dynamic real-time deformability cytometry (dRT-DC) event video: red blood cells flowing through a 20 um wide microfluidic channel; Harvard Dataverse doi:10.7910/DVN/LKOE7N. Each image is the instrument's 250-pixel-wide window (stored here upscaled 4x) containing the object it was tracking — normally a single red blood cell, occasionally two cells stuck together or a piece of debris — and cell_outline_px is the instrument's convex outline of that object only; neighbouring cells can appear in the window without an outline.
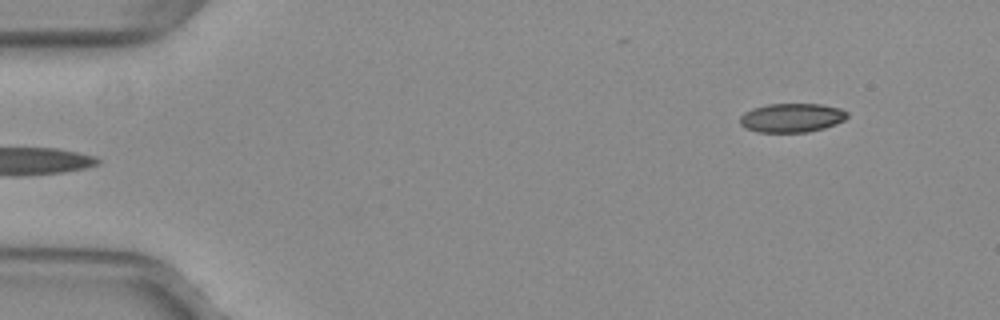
{"species": "common noctule bat (a hibernating species)", "species_latin": "Nyctalus noctula", "temperature_condition": "warm", "stored_images_in_passage": 41, "camera_frame_rate_fps": 3000, "um_per_image_px": 0.085, "animal": {"sex": "female", "body_mass_g": 29.2, "forearm_length_mm": 56.3}, "frame": {"image": 1, "passage_image": 1, "time_ms": 0.0, "image_size_px": [1000, 320], "cell_outline_px": [[848, 116], [844, 120], [836, 124], [824, 128], [808, 132], [756, 132], [744, 128], [740, 124], [740, 116], [744, 112], [752, 108], [768, 104], [820, 104], [840, 108], [848, 112]], "centroid_in_image_um": [67.28, 10.01], "position_along_channel_um": 17.7, "area_um2": 18.26}}
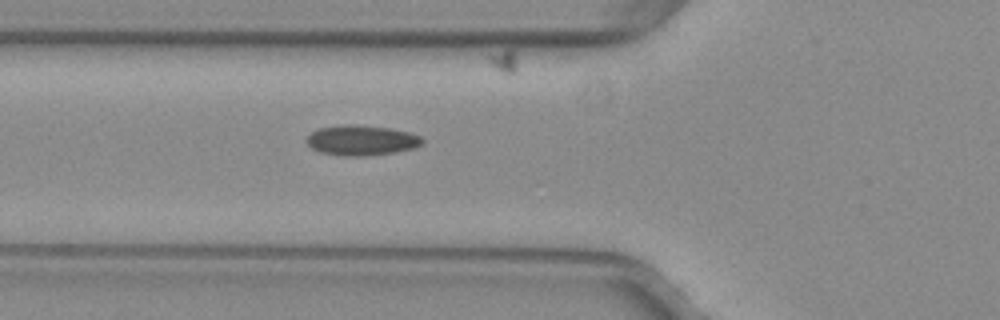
{"frame": {"image": 2, "passage_image": 15, "time_ms": 4.667, "image_size_px": [1000, 320], "cell_outline_px": [[424, 144], [416, 148], [368, 156], [340, 156], [320, 152], [312, 148], [304, 140], [312, 132], [320, 128], [344, 124], [352, 124], [392, 128], [408, 132], [420, 136], [424, 140]], "centroid_in_image_um": [30.74, 11.93], "position_along_channel_um": 95.1, "area_um2": 20.52}}
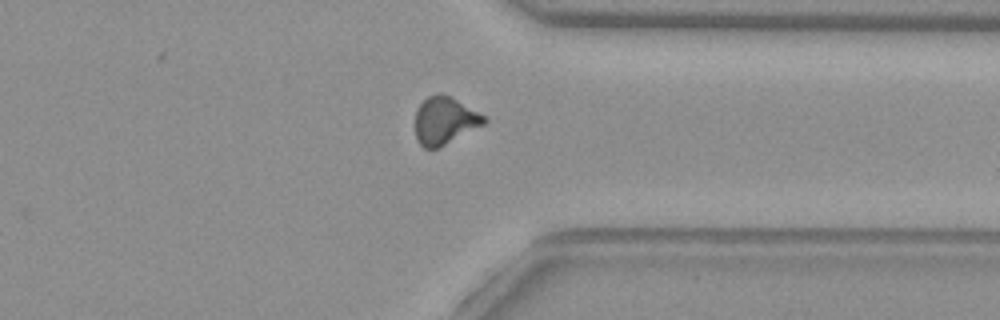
{"frame": {"image": 3, "passage_image": 36, "time_ms": 11.667, "image_size_px": [1000, 320], "cell_outline_px": [[488, 120], [484, 124], [436, 148], [424, 148], [416, 140], [416, 108], [428, 96], [436, 92], [452, 96], [484, 116]], "centroid_in_image_um": [37.77, 10.22], "position_along_channel_um": 373.6, "area_um2": 18.79}, "authors_computed_cell_mechanics": {"area_um2": 19.1896, "velocity_mm_per_s": 4.0158, "shape_relaxation_time_tau1_ms": null, "shape_relaxation_time_tau2_ms": 1.888, "deformation_change_tau1": null, "deformation_change_tau2": 0.072}}